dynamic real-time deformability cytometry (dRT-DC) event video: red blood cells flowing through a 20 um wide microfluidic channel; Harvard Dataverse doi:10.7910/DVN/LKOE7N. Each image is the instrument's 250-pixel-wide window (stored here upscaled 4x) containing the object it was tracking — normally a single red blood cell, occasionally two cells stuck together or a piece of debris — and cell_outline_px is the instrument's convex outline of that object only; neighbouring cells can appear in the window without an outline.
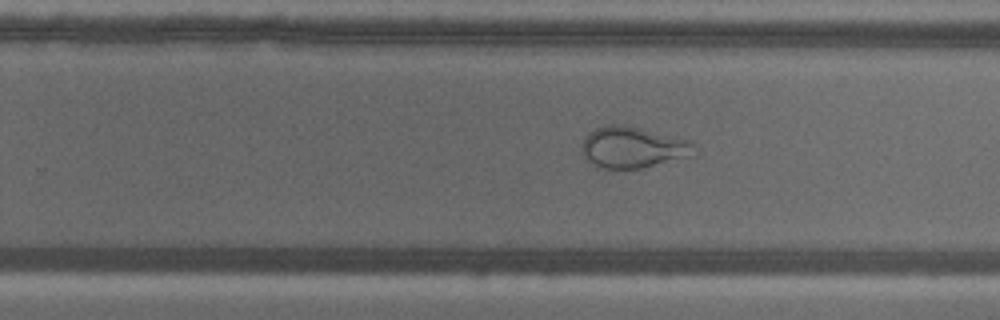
{"species": "common noctule bat (a hibernating species)", "species_latin": "Nyctalus noctula", "temperature_condition": "warm", "stored_images_in_passage": 39, "camera_frame_rate_fps": 3000, "um_per_image_px": 0.085, "animal": {"sex": "male", "body_mass_g": 18.8}, "frame": {"image": 1, "passage_image": 23, "time_ms": 7.333, "image_size_px": [1000, 320], "cell_outline_px": [[696, 156], [640, 168], [596, 168], [584, 160], [580, 152], [580, 144], [584, 136], [588, 132], [596, 128], [608, 124], [640, 128], [688, 140], [692, 144]], "centroid_in_image_um": [53.71, 12.55], "position_along_channel_um": 276.1, "area_um2": 27.28}}
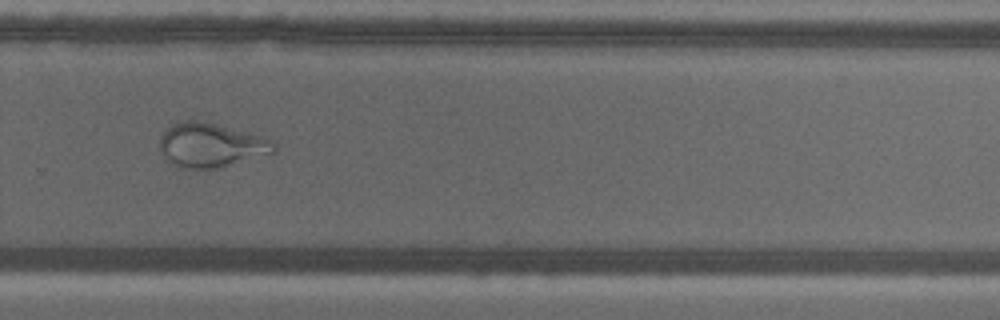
{"frame": {"image": 2, "passage_image": 26, "time_ms": 8.333, "image_size_px": [1000, 320], "cell_outline_px": [[276, 152], [220, 168], [180, 168], [164, 160], [160, 148], [160, 136], [176, 120], [196, 120], [216, 124], [260, 136], [276, 144]], "centroid_in_image_um": [17.88, 12.35], "position_along_channel_um": 311.9, "area_um2": 29.42}, "authors_computed_cell_mechanics": {"area_um2": 28.5532, "velocity_mm_per_s": 3.6203, "shape_relaxation_time_tau1_ms": null, "shape_relaxation_time_tau2_ms": 1.147, "deformation_change_tau1": null, "deformation_change_tau2": 0.0786}}